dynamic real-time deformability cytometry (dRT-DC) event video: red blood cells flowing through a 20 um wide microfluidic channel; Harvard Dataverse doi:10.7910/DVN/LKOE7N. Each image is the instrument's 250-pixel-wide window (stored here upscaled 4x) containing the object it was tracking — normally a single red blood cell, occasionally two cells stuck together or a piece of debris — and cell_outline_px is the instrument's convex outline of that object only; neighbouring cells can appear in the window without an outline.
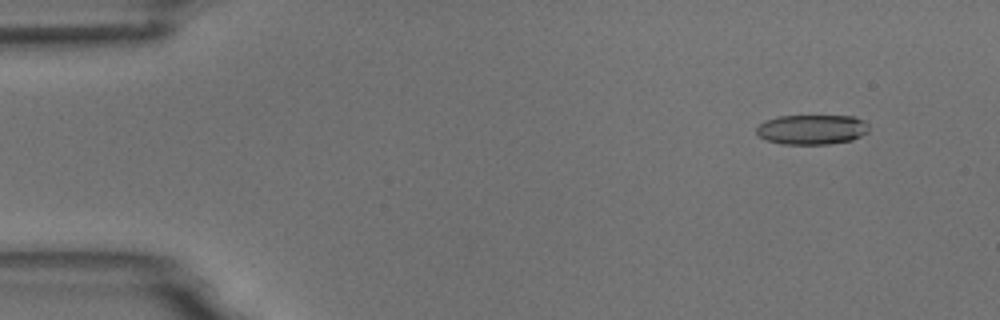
{"species": "common noctule bat (a hibernating species)", "species_latin": "Nyctalus noctula", "temperature_condition": "room temperature", "stored_images_in_passage": 5, "camera_frame_rate_fps": 3000, "um_per_image_px": 0.085, "animal": {"sex": "male", "body_mass_g": 18.8}, "frame": {"image": 1, "passage_image": 2, "time_ms": 1.0, "image_size_px": [1000, 320], "cell_outline_px": [[868, 132], [852, 140], [828, 144], [780, 144], [768, 140], [760, 136], [756, 132], [756, 128], [764, 120], [780, 116], [852, 116], [864, 120], [868, 124]], "centroid_in_image_um": [69.02, 11.0], "position_along_channel_um": 16.0, "area_um2": 19.54}}
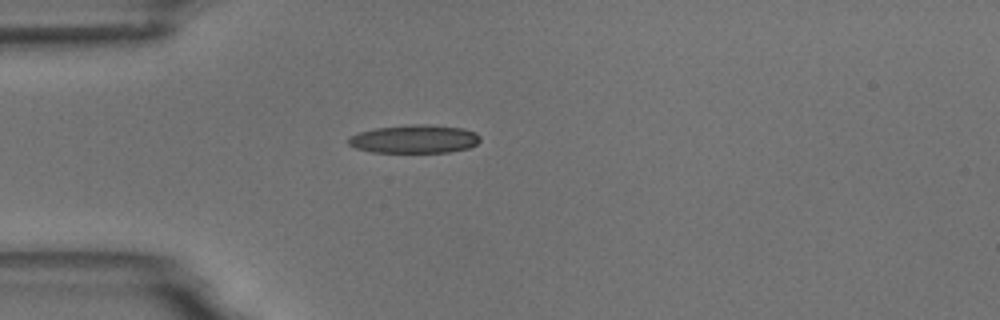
{"frame": {"image": 2, "passage_image": 5, "time_ms": 4.333, "image_size_px": [1000, 320], "cell_outline_px": [[480, 140], [476, 144], [468, 148], [448, 152], [372, 152], [356, 148], [348, 144], [348, 140], [352, 136], [360, 132], [376, 128], [412, 124], [424, 124], [464, 128], [476, 132], [480, 136]], "centroid_in_image_um": [35.26, 11.81], "position_along_channel_um": 49.7, "area_um2": 21.62}}